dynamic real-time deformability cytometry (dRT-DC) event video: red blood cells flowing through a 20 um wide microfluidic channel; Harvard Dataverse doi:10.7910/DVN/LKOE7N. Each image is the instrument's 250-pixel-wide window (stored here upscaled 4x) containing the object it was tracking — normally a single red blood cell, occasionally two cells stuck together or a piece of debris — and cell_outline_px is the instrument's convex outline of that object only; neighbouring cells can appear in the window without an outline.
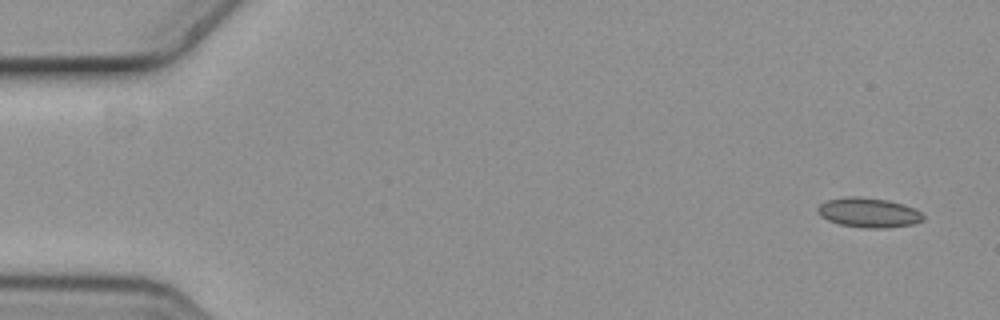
{"species": "common noctule bat (a hibernating species)", "species_latin": "Nyctalus noctula", "temperature_condition": "cold", "stored_images_in_passage": 3, "camera_frame_rate_fps": 3000, "um_per_image_px": 0.085, "animal": {"sex": "female", "body_mass_g": 19.3, "forearm_length_mm": 54.1}, "frame": {"image": 1, "passage_image": 1, "time_ms": 0.0, "image_size_px": [1000, 320], "cell_outline_px": [[924, 220], [912, 224], [884, 228], [864, 228], [840, 224], [828, 220], [820, 216], [816, 212], [816, 208], [820, 204], [828, 200], [848, 196], [852, 196], [888, 200], [904, 204], [916, 208], [924, 216]], "centroid_in_image_um": [73.83, 18.07], "position_along_channel_um": 11.2, "area_um2": 18.26}}
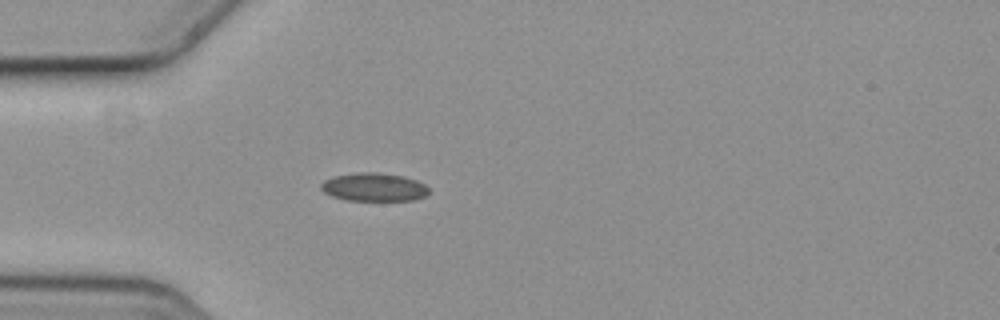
{"frame": {"image": 2, "passage_image": 3, "time_ms": 0.667, "image_size_px": [1000, 320], "cell_outline_px": [[428, 196], [412, 200], [344, 200], [332, 196], [324, 192], [320, 188], [320, 184], [324, 180], [336, 176], [360, 172], [376, 172], [404, 176], [416, 180], [424, 184], [428, 188]], "centroid_in_image_um": [31.79, 15.91], "position_along_channel_um": 53.2, "area_um2": 17.74}}